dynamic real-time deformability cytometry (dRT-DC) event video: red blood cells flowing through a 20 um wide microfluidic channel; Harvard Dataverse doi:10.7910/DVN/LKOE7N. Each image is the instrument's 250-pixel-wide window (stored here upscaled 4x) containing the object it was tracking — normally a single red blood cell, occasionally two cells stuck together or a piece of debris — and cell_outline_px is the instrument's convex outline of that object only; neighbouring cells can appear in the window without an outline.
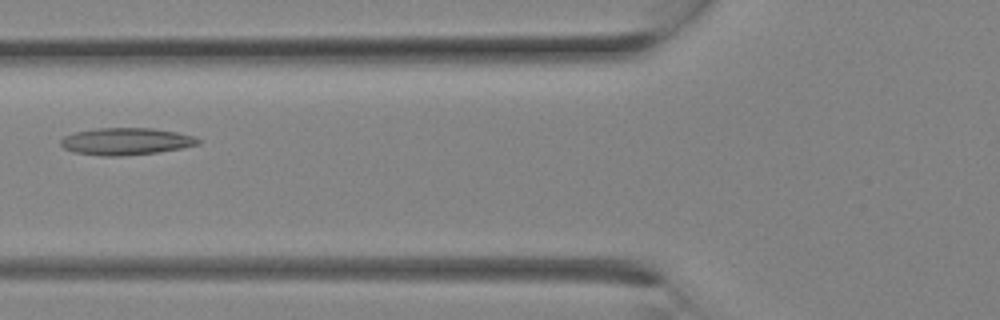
{"species": "Egyptian fruit bat (a non-hibernating species)", "species_latin": "Rousettus aegyptiacus", "temperature_condition": "room temperature", "stored_images_in_passage": 4, "camera_frame_rate_fps": 3000, "um_per_image_px": 0.085, "animal": {"sex": "female"}, "frame": {"image": 1, "passage_image": 3, "time_ms": 0.667, "image_size_px": [1000, 320], "cell_outline_px": [[200, 144], [184, 148], [156, 152], [124, 156], [100, 156], [72, 152], [64, 148], [60, 144], [60, 140], [64, 136], [76, 132], [96, 128], [152, 128], [176, 132], [192, 136], [200, 140]], "centroid_in_image_um": [10.68, 12.02], "position_along_channel_um": 115.1, "area_um2": 21.73}}